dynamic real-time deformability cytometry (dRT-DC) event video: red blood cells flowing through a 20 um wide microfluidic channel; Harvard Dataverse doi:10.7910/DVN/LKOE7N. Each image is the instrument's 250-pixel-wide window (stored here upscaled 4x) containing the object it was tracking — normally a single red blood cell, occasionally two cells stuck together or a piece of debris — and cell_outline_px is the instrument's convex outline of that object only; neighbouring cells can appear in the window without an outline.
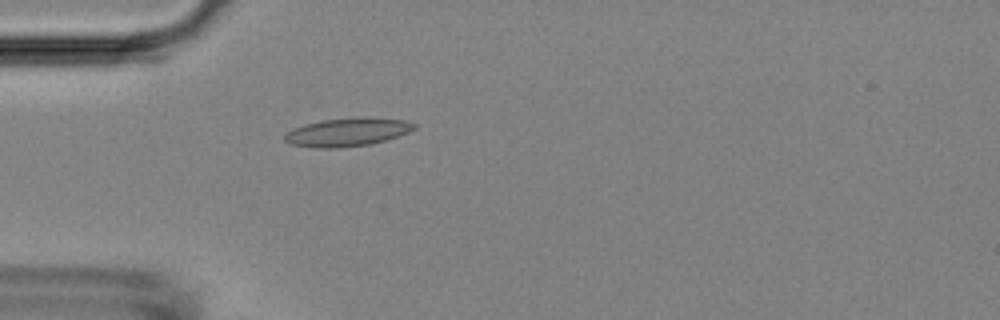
{"species": "Egyptian fruit bat (a non-hibernating species)", "species_latin": "Rousettus aegyptiacus", "temperature_condition": "room temperature", "stored_images_in_passage": 3, "camera_frame_rate_fps": 3000, "um_per_image_px": 0.085, "animal": {"sex": "female"}, "frame": {"image": 1, "passage_image": 3, "time_ms": 2.333, "image_size_px": [1000, 320], "cell_outline_px": [[416, 128], [408, 132], [384, 140], [368, 144], [336, 148], [316, 148], [288, 144], [284, 140], [284, 136], [292, 128], [304, 124], [324, 120], [360, 116], [368, 116], [404, 120], [416, 124]], "centroid_in_image_um": [29.5, 11.21], "position_along_channel_um": 55.5, "area_um2": 21.44}}